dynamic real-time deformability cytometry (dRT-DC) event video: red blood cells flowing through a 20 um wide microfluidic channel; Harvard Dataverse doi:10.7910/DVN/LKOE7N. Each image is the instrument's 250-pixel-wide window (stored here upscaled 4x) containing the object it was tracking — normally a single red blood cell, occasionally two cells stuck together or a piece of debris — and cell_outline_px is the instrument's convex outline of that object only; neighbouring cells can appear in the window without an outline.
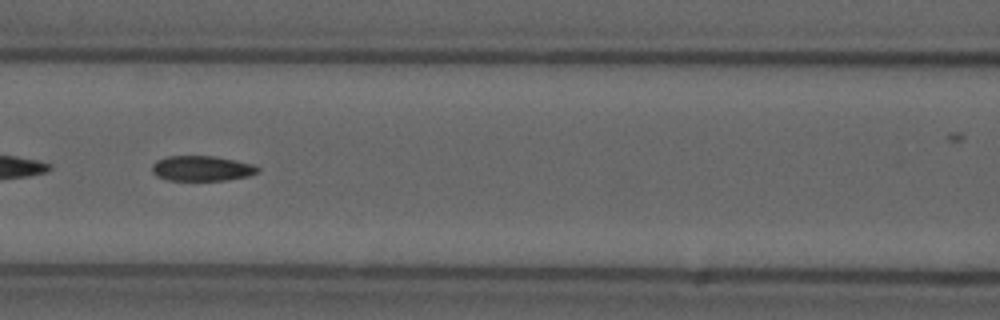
{"species": "common noctule bat (a hibernating species)", "species_latin": "Nyctalus noctula", "temperature_condition": "cold", "stored_images_in_passage": 24, "segment_of_instrument_passage": [2, 2], "camera_frame_rate_fps": 3000, "um_per_image_px": 0.085, "animal": {"sex": "male", "forearm_length_mm": 52.5}, "frame": {"image": 1, "passage_image": 24, "time_ms": 7.667, "image_size_px": [1000, 320], "cell_outline_px": [[260, 172], [248, 176], [224, 180], [168, 180], [156, 176], [152, 172], [152, 164], [156, 160], [168, 156], [216, 156], [256, 164], [260, 168]], "centroid_in_image_um": [17.18, 14.3], "position_along_channel_um": 149.4, "area_um2": 15.72}}